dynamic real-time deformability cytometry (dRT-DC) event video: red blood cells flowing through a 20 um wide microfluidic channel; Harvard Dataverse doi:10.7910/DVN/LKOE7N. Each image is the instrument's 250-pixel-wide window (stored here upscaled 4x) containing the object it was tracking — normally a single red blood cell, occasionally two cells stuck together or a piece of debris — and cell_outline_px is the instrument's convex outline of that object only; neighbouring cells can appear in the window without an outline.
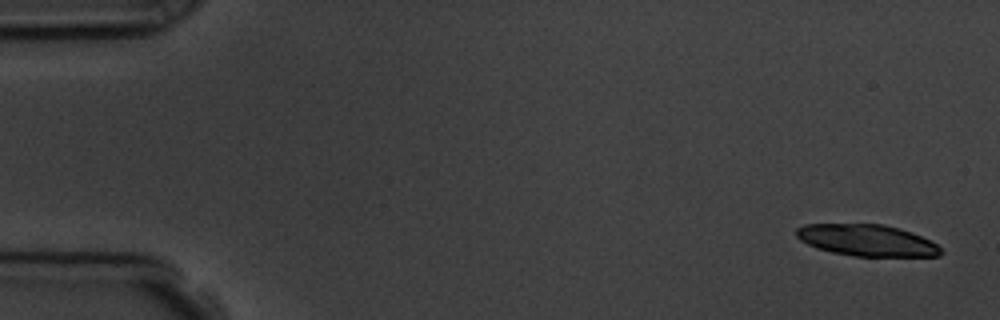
{"species": "common noctule bat (a hibernating species)", "species_latin": "Nyctalus noctula", "temperature_condition": "room temperature", "stored_images_in_passage": 5, "camera_frame_rate_fps": 3000, "um_per_image_px": 0.085, "animal": {"sex": "male", "body_mass_g": 19.5, "forearm_length_mm": 54.6}, "frame": {"image": 1, "passage_image": 1, "time_ms": 0.0, "image_size_px": [1000, 320], "cell_outline_px": [[944, 252], [940, 256], [856, 256], [832, 252], [816, 248], [800, 240], [796, 236], [796, 228], [804, 224], [884, 224], [912, 232], [936, 244]], "centroid_in_image_um": [73.67, 20.42], "position_along_channel_um": 11.3, "area_um2": 26.47}}
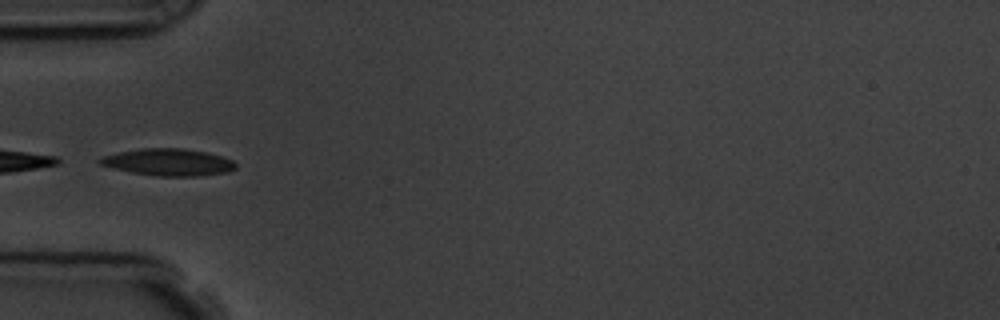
{"frame": {"image": 2, "passage_image": 5, "time_ms": 5.333, "image_size_px": [1000, 320], "cell_outline_px": [[236, 168], [228, 172], [196, 176], [156, 176], [132, 172], [100, 164], [96, 160], [100, 156], [140, 148], [184, 148], [208, 152], [232, 160], [236, 164]], "centroid_in_image_um": [14.31, 13.78], "position_along_channel_um": 70.7, "area_um2": 21.33}}